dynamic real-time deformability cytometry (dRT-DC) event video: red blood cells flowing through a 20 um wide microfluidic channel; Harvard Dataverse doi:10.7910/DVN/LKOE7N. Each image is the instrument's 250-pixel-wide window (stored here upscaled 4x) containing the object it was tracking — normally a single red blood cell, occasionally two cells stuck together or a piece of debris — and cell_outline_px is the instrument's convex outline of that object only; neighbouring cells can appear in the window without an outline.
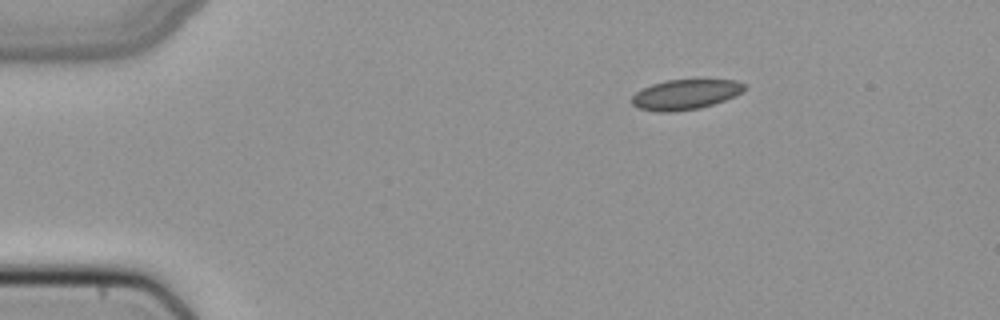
{"species": "common noctule bat (a hibernating species)", "species_latin": "Nyctalus noctula", "temperature_condition": "cold", "stored_images_in_passage": 43, "camera_frame_rate_fps": 3000, "um_per_image_px": 0.085, "animal": {"sex": "female", "body_mass_g": 22.7, "forearm_length_mm": 54.2}, "frame": {"image": 1, "passage_image": 1, "time_ms": 0.0, "image_size_px": [1000, 320], "cell_outline_px": [[748, 88], [736, 96], [700, 108], [672, 112], [656, 112], [640, 108], [632, 104], [632, 96], [636, 92], [652, 84], [668, 80], [736, 80], [748, 84]], "centroid_in_image_um": [58.31, 8.03], "position_along_channel_um": 26.7, "area_um2": 19.77}}
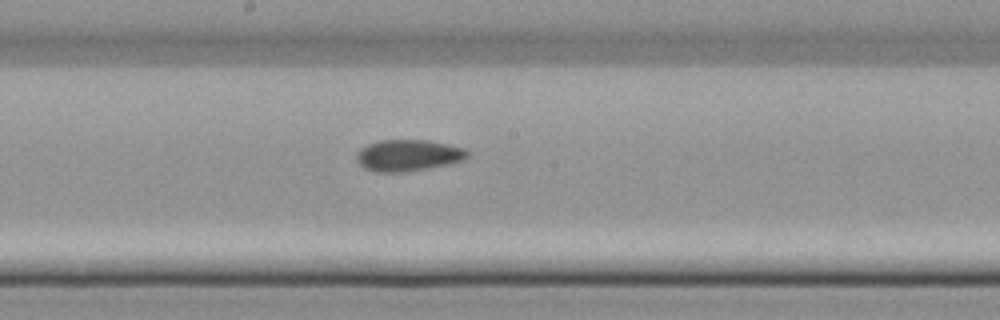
{"frame": {"image": 2, "passage_image": 20, "time_ms": 6.333, "image_size_px": [1000, 320], "cell_outline_px": [[468, 156], [464, 160], [448, 164], [428, 168], [404, 172], [376, 172], [364, 168], [356, 160], [356, 152], [360, 148], [368, 144], [380, 140], [428, 140], [448, 144], [464, 148], [468, 152]], "centroid_in_image_um": [34.67, 13.2], "position_along_channel_um": 213.5, "area_um2": 20.4}}
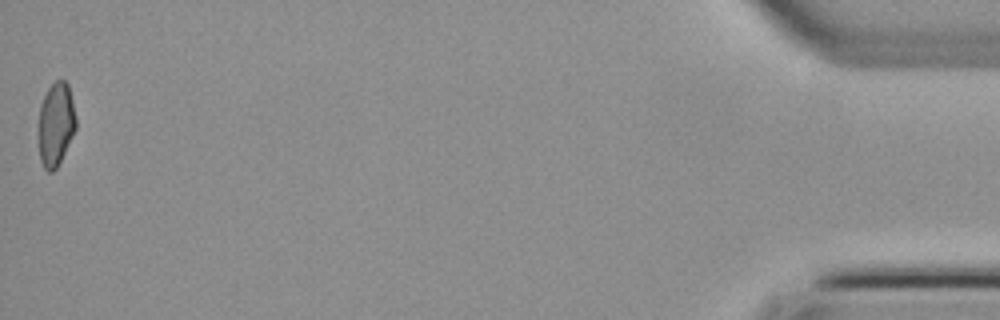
{"frame": {"image": 3, "passage_image": 43, "time_ms": 14.0, "image_size_px": [1000, 320], "cell_outline_px": [[76, 128], [56, 168], [52, 172], [48, 172], [44, 168], [40, 160], [40, 104], [48, 88], [56, 80], [64, 80], [68, 84], [76, 116]], "centroid_in_image_um": [4.76, 10.53], "position_along_channel_um": 430.4, "area_um2": 17.74}}